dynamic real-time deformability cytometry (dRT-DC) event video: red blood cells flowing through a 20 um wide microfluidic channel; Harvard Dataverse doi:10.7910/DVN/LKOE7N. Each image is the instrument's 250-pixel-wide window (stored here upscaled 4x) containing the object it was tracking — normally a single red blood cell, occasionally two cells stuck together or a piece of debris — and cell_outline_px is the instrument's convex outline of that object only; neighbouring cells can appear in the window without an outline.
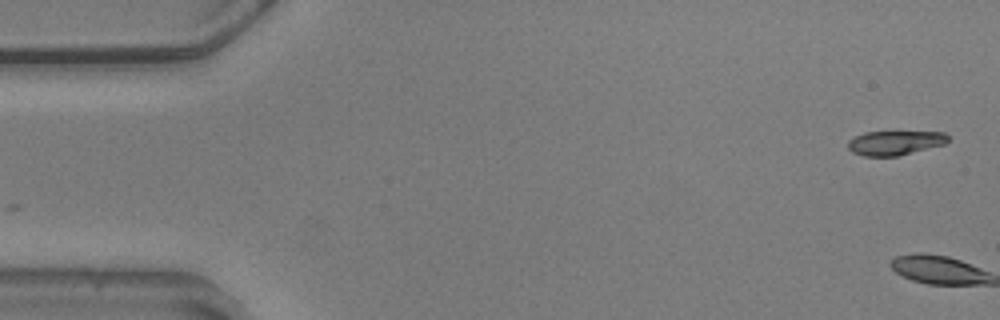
{"species": "common noctule bat (a hibernating species)", "species_latin": "Nyctalus noctula", "temperature_condition": "warm", "stored_images_in_passage": 2, "camera_frame_rate_fps": 3000, "um_per_image_px": 0.085, "animal": {"sex": "male", "body_mass_g": 20.5, "forearm_length_mm": 52.5}, "frame": {"image": 1, "passage_image": 1, "time_ms": 0.0, "image_size_px": [1000, 320], "cell_outline_px": [[948, 140], [944, 144], [896, 156], [864, 156], [852, 152], [848, 148], [848, 140], [864, 132], [944, 132], [948, 136]], "centroid_in_image_um": [76.04, 12.14], "position_along_channel_um": 9.0, "area_um2": 13.99}}